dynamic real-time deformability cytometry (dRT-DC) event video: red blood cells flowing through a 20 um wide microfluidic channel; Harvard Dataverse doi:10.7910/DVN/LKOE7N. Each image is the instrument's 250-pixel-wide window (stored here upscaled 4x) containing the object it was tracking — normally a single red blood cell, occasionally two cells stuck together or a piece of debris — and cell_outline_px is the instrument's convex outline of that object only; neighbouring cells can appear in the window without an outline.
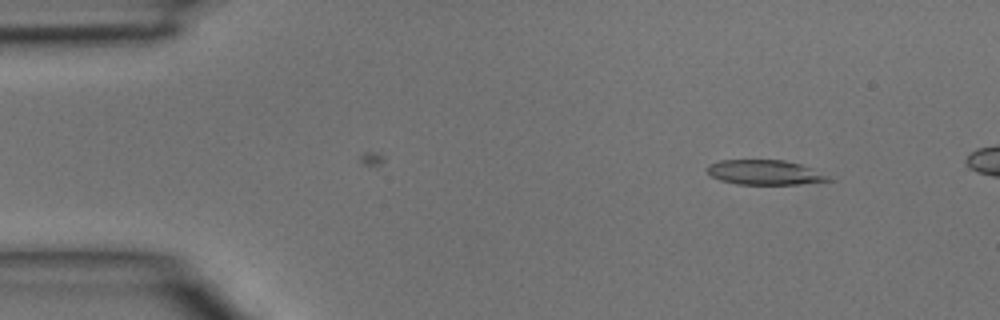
{"species": "common noctule bat (a hibernating species)", "species_latin": "Nyctalus noctula", "temperature_condition": "room temperature", "stored_images_in_passage": 2, "camera_frame_rate_fps": 3000, "um_per_image_px": 0.085, "animal": {"sex": "male", "body_mass_g": 15.6}, "frame": {"image": 1, "passage_image": 2, "time_ms": 0.333, "image_size_px": [1000, 320], "cell_outline_px": [[832, 180], [800, 184], [736, 184], [720, 180], [712, 176], [704, 168], [708, 164], [720, 160], [784, 160], [800, 164], [812, 168]], "centroid_in_image_um": [64.92, 14.65], "position_along_channel_um": 20.1, "area_um2": 17.34}}